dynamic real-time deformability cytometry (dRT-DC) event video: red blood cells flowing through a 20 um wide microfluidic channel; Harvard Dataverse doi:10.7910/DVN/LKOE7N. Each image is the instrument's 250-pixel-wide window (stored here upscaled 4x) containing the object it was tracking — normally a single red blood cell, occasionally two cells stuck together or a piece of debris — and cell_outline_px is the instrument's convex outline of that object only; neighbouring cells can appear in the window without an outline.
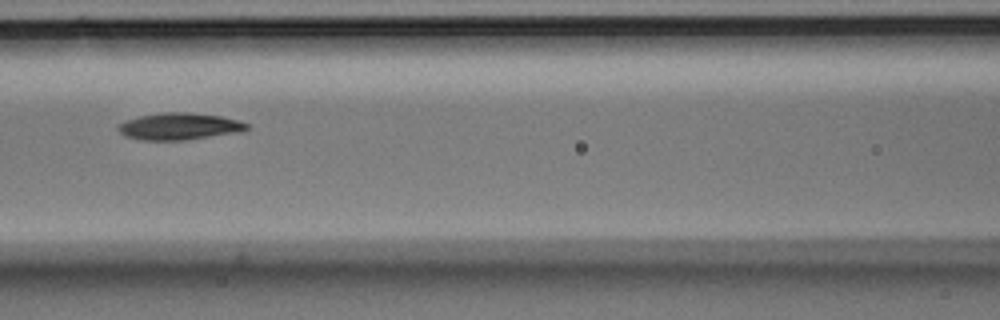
{"species": "Egyptian fruit bat (a non-hibernating species)", "species_latin": "Rousettus aegyptiacus", "temperature_condition": "room temperature", "stored_images_in_passage": 11, "camera_frame_rate_fps": 3000, "um_per_image_px": 0.085, "animal": {"sex": "male"}, "frame": {"image": 1, "passage_image": 7, "time_ms": 8.0, "image_size_px": [1000, 320], "cell_outline_px": [[248, 128], [244, 132], [184, 140], [140, 140], [124, 136], [116, 128], [116, 124], [124, 120], [140, 116], [160, 112], [188, 112], [220, 116], [236, 120], [248, 124]], "centroid_in_image_um": [15.19, 10.74], "position_along_channel_um": 151.4, "area_um2": 20.4}}
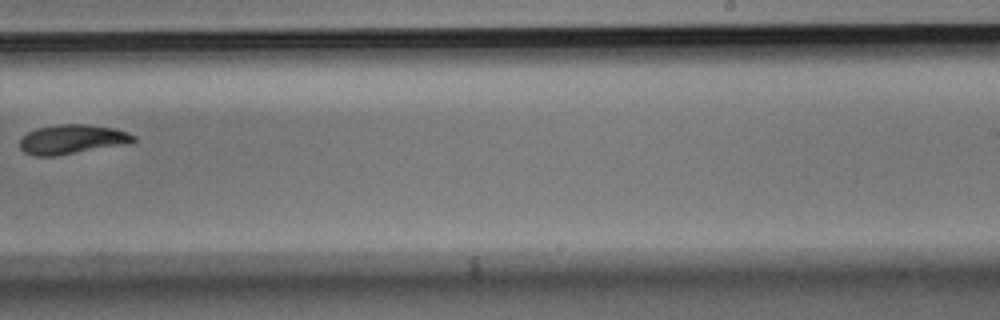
{"frame": {"image": 2, "passage_image": 10, "time_ms": 11.667, "image_size_px": [1000, 320], "cell_outline_px": [[136, 140], [132, 144], [56, 156], [36, 156], [24, 152], [20, 148], [20, 140], [28, 132], [36, 128], [60, 124], [88, 124], [112, 128], [128, 132], [136, 136]], "centroid_in_image_um": [6.19, 11.85], "position_along_channel_um": 282.8, "area_um2": 19.77}}
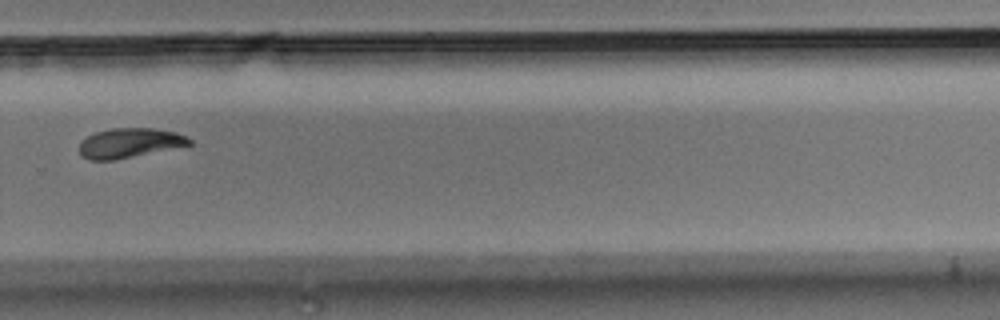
{"frame": {"image": 3, "passage_image": 11, "time_ms": 12.667, "image_size_px": [1000, 320], "cell_outline_px": [[192, 144], [116, 160], [88, 160], [80, 156], [80, 144], [88, 136], [96, 132], [112, 128], [152, 128], [176, 132], [188, 136], [192, 140]], "centroid_in_image_um": [11.02, 12.15], "position_along_channel_um": 318.8, "area_um2": 18.96}}